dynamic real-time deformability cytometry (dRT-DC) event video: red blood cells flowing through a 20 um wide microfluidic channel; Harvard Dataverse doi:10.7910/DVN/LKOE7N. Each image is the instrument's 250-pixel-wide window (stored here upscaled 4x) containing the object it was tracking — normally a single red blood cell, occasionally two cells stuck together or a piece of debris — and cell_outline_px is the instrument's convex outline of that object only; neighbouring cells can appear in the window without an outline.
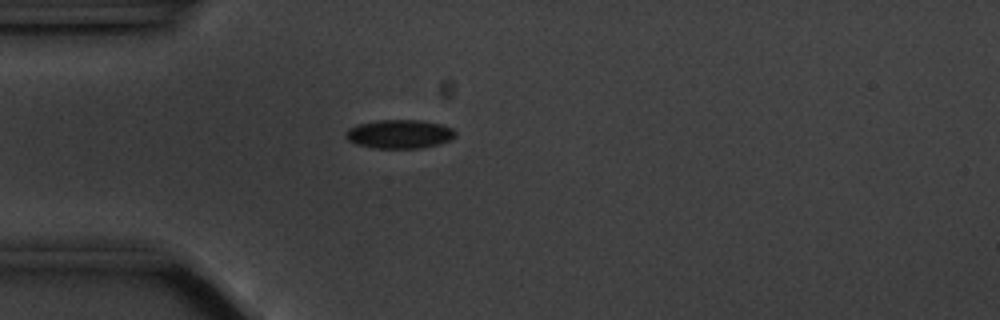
{"species": "common noctule bat (a hibernating species)", "species_latin": "Nyctalus noctula", "temperature_condition": "cold", "stored_images_in_passage": 43, "camera_frame_rate_fps": 3000, "um_per_image_px": 0.085, "animal": {"sex": "male", "body_mass_g": 20.1, "forearm_length_mm": 53.5}, "frame": {"image": 1, "passage_image": 2, "time_ms": 0.333, "image_size_px": [1000, 320], "cell_outline_px": [[456, 136], [452, 140], [440, 144], [424, 148], [372, 148], [356, 144], [348, 140], [344, 136], [344, 132], [348, 128], [356, 124], [380, 120], [420, 120], [440, 124], [452, 128], [456, 132]], "centroid_in_image_um": [33.95, 11.4], "position_along_channel_um": 51.1, "area_um2": 18.67}}
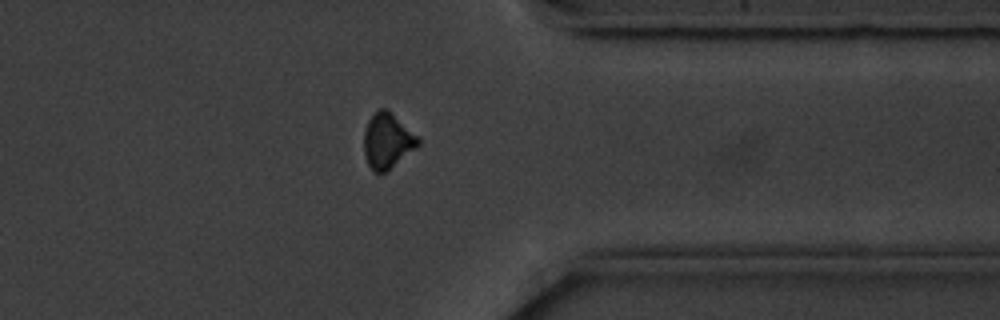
{"frame": {"image": 2, "passage_image": 31, "time_ms": 10.0, "image_size_px": [1000, 320], "cell_outline_px": [[420, 144], [416, 148], [384, 172], [372, 172], [364, 156], [364, 128], [368, 120], [380, 108], [384, 108], [416, 136], [420, 140]], "centroid_in_image_um": [32.87, 12.0], "position_along_channel_um": 378.5, "area_um2": 16.82}}
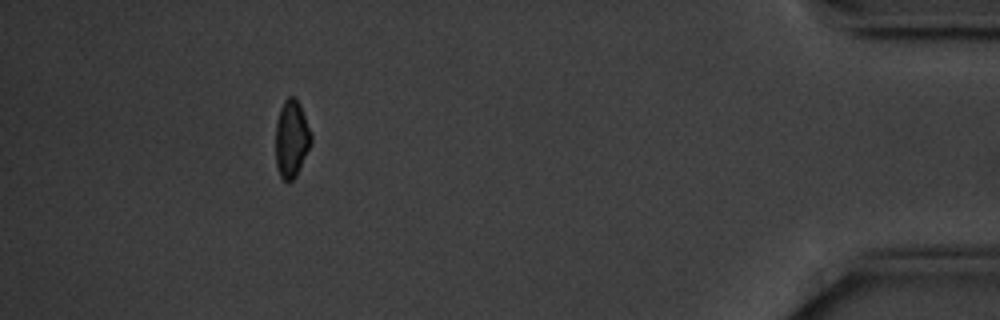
{"frame": {"image": 3, "passage_image": 38, "time_ms": 12.333, "image_size_px": [1000, 320], "cell_outline_px": [[312, 140], [300, 168], [296, 176], [288, 184], [280, 176], [276, 164], [276, 120], [280, 108], [284, 100], [288, 96], [296, 96], [300, 104], [312, 136]], "centroid_in_image_um": [24.77, 11.78], "position_along_channel_um": 410.4, "area_um2": 16.07}}